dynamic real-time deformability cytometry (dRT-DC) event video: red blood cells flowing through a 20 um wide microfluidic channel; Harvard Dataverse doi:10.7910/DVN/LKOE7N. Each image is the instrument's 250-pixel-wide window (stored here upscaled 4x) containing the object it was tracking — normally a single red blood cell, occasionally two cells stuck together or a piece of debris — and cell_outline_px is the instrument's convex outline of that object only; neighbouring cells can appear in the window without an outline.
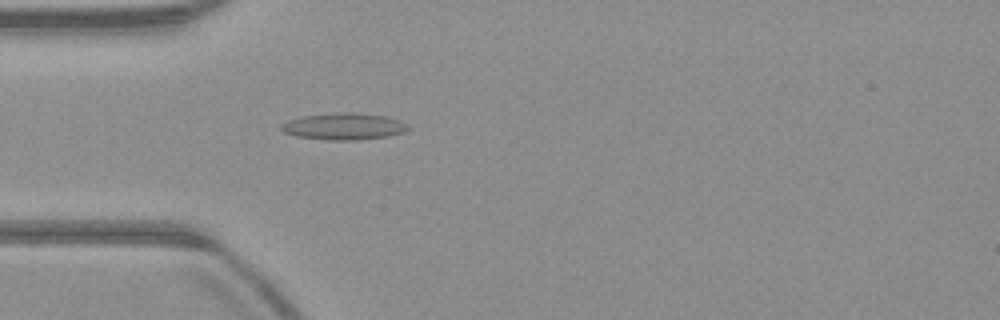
{"species": "common noctule bat (a hibernating species)", "species_latin": "Nyctalus noctula", "temperature_condition": "warm", "stored_images_in_passage": 44, "camera_frame_rate_fps": 3000, "um_per_image_px": 0.085, "animal": {"sex": "male", "body_mass_g": 23.1, "forearm_length_mm": 52.7}, "frame": {"image": 1, "passage_image": 8, "time_ms": 2.333, "image_size_px": [1000, 320], "cell_outline_px": [[412, 128], [404, 132], [388, 136], [360, 140], [328, 140], [296, 136], [284, 132], [280, 128], [280, 124], [288, 120], [304, 116], [336, 112], [352, 112], [384, 116], [400, 120], [408, 124]], "centroid_in_image_um": [29.25, 10.74], "position_along_channel_um": 55.7, "area_um2": 19.88}}
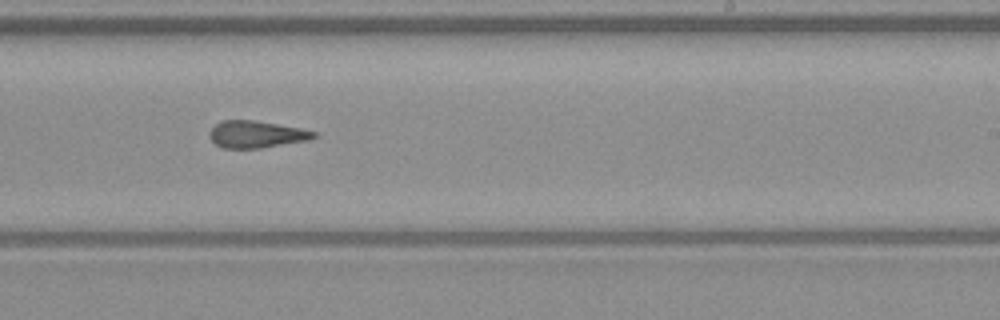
{"frame": {"image": 2, "passage_image": 24, "time_ms": 7.667, "image_size_px": [1000, 320], "cell_outline_px": [[316, 136], [312, 140], [260, 148], [224, 148], [216, 144], [208, 136], [208, 132], [220, 120], [252, 120], [300, 128], [316, 132]], "centroid_in_image_um": [21.78, 11.42], "position_along_channel_um": 267.2, "area_um2": 16.42}}
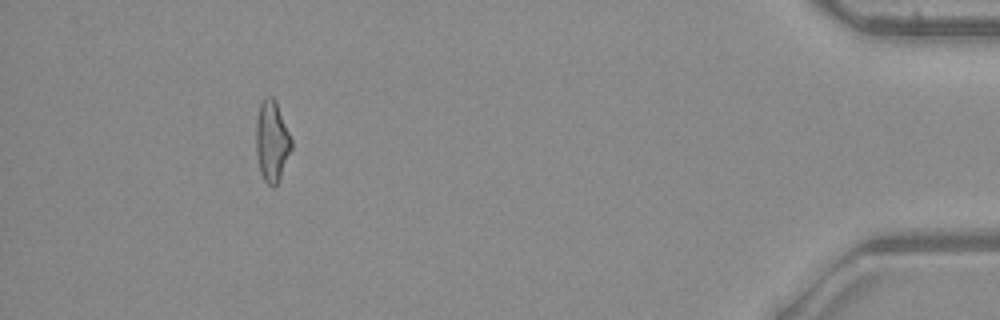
{"frame": {"image": 3, "passage_image": 40, "time_ms": 13.0, "image_size_px": [1000, 320], "cell_outline_px": [[292, 148], [280, 176], [276, 184], [272, 188], [264, 180], [260, 172], [256, 152], [256, 120], [260, 104], [264, 96], [272, 96], [276, 100], [292, 140]], "centroid_in_image_um": [23.1, 11.97], "position_along_channel_um": 412.1, "area_um2": 16.65}, "authors_computed_cell_mechanics": {"area_um2": 16.9354, "velocity_mm_per_s": 4.0235, "shape_relaxation_time_tau1_ms": null, "shape_relaxation_time_tau2_ms": 3.8157, "deformation_change_tau1": null, "deformation_change_tau2": 0.1408}}